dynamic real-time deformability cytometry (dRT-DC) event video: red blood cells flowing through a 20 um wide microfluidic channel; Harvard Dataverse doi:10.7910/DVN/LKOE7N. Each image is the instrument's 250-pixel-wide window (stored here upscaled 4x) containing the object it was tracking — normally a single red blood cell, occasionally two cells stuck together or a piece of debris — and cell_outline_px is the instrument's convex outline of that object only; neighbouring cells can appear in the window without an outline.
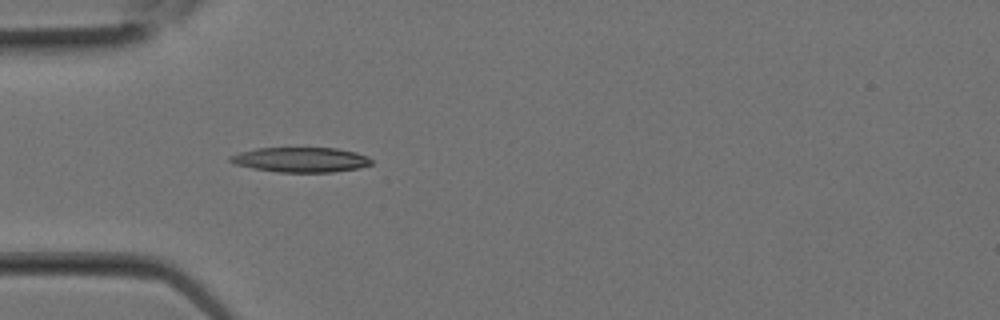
{"species": "Egyptian fruit bat (a non-hibernating species)", "species_latin": "Rousettus aegyptiacus", "temperature_condition": "room temperature", "stored_images_in_passage": 1, "camera_frame_rate_fps": 3000, "um_per_image_px": 0.085, "animal": {"sex": "female"}, "frame": {"image": 1, "passage_image": 1, "time_ms": 0.0, "image_size_px": [1000, 320], "cell_outline_px": [[372, 164], [360, 168], [332, 172], [280, 172], [252, 168], [236, 164], [228, 160], [228, 156], [240, 152], [256, 148], [336, 148], [356, 152], [368, 156], [372, 160]], "centroid_in_image_um": [25.58, 13.57], "position_along_channel_um": 59.4, "area_um2": 20.52}}